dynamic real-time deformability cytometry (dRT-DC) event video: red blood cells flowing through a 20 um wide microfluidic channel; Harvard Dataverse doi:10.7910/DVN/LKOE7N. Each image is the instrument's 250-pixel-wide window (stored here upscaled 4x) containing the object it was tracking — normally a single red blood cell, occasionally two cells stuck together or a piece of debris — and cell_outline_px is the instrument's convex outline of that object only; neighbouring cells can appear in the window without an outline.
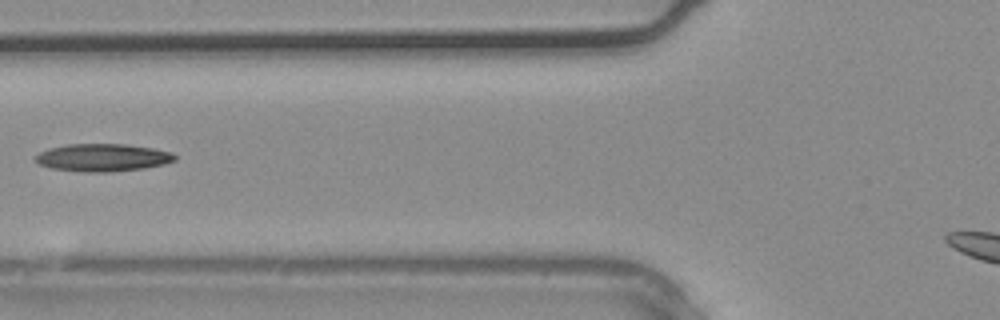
{"species": "common noctule bat (a hibernating species)", "species_latin": "Nyctalus noctula", "temperature_condition": "warm", "stored_images_in_passage": 24, "camera_frame_rate_fps": 3000, "um_per_image_px": 0.085, "animal": {"sex": "male", "body_mass_g": 20.4}, "frame": {"image": 1, "passage_image": 4, "time_ms": 1.0, "image_size_px": [1000, 320], "cell_outline_px": [[176, 160], [164, 164], [144, 168], [112, 172], [84, 172], [52, 168], [40, 164], [32, 160], [40, 152], [52, 148], [68, 144], [124, 144], [152, 148], [172, 152], [176, 156]], "centroid_in_image_um": [8.75, 13.4], "position_along_channel_um": 117.1, "area_um2": 22.37}}